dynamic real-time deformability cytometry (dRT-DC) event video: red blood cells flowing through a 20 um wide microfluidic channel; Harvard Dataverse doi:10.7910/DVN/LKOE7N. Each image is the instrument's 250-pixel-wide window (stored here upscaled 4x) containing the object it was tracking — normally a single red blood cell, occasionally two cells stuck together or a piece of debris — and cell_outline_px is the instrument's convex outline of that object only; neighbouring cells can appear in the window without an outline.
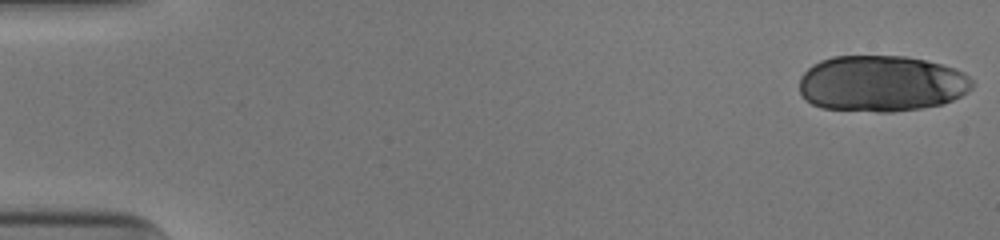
{"species": "human", "species_latin": "Homo sapiens", "temperature_condition": "cold", "stored_images_in_passage": 51, "camera_frame_rate_fps": 3000, "um_per_image_px": 0.085, "donor": {"sex": "male"}, "frame": {"image": 1, "passage_image": 1, "time_ms": 0.0, "image_size_px": [1000, 240], "cell_outline_px": [[972, 88], [960, 96], [944, 104], [920, 108], [892, 112], [880, 112], [820, 108], [812, 104], [800, 92], [800, 76], [812, 64], [820, 60], [832, 56], [904, 56], [924, 60], [940, 64], [964, 72], [972, 80]], "centroid_in_image_um": [74.9, 7.1], "position_along_channel_um": 10.1, "area_um2": 56.64}}
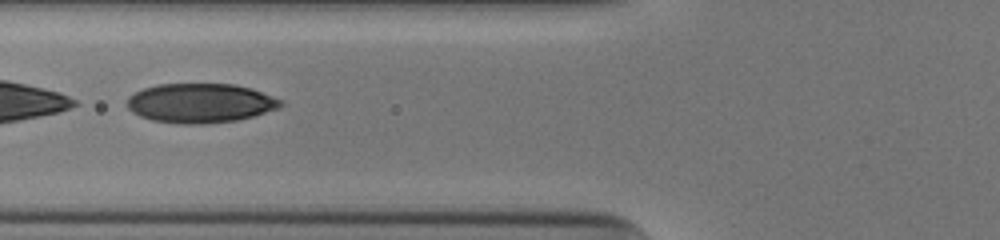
{"frame": {"image": 2, "passage_image": 21, "time_ms": 6.667, "image_size_px": [1000, 240], "cell_outline_px": [[284, 104], [276, 108], [252, 116], [236, 120], [200, 124], [180, 124], [152, 120], [140, 116], [132, 112], [128, 108], [128, 96], [144, 88], [160, 84], [236, 84], [252, 88], [284, 100]], "centroid_in_image_um": [17.03, 8.75], "position_along_channel_um": 108.8, "area_um2": 35.14}}
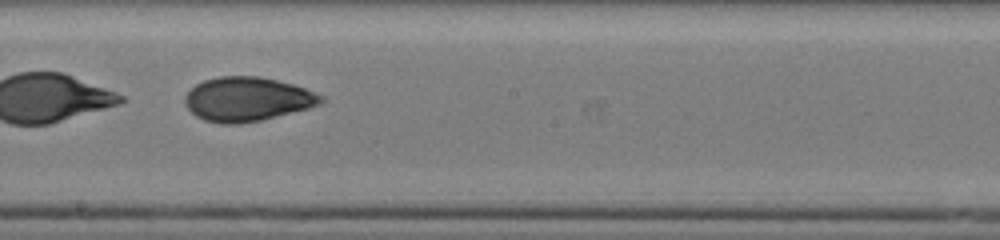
{"frame": {"image": 3, "passage_image": 30, "time_ms": 9.667, "image_size_px": [1000, 240], "cell_outline_px": [[324, 100], [320, 104], [308, 108], [260, 120], [240, 124], [220, 124], [204, 120], [196, 116], [188, 108], [184, 100], [184, 96], [196, 84], [204, 80], [220, 76], [260, 76], [292, 84], [304, 88], [324, 96]], "centroid_in_image_um": [21.0, 8.43], "position_along_channel_um": 227.2, "area_um2": 34.85}, "authors_computed_cell_mechanics": {"area_um2": 36.5874, "velocity_mm_per_s": 3.9617, "shape_relaxation_time_tau1_ms": 5.959, "shape_relaxation_time_tau2_ms": 2.258, "deformation_change_tau1": 0.1584, "deformation_change_tau2": 0.0603}}